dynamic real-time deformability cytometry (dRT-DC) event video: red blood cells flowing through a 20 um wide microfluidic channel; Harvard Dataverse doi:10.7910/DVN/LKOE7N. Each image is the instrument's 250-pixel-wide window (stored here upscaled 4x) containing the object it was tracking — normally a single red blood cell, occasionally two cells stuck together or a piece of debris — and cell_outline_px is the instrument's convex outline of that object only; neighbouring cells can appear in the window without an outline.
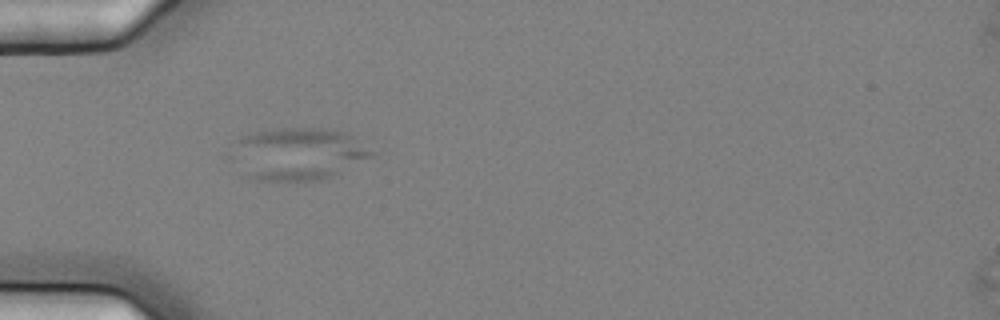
{"species": "common noctule bat (a hibernating species)", "species_latin": "Nyctalus noctula", "temperature_condition": "cold", "stored_images_in_passage": 6, "camera_frame_rate_fps": 3000, "um_per_image_px": 0.085, "animal": {"sex": "female", "body_mass_g": 25.1}, "frame": {"image": 1, "passage_image": 6, "time_ms": 1.667, "image_size_px": [1000, 320], "cell_outline_px": [[376, 152], [372, 156], [332, 176], [320, 180], [256, 180], [244, 176], [232, 140], [240, 136], [256, 132], [280, 128], [320, 128], [344, 132], [352, 136]], "centroid_in_image_um": [25.36, 13.06], "position_along_channel_um": 59.6, "area_um2": 41.96}}